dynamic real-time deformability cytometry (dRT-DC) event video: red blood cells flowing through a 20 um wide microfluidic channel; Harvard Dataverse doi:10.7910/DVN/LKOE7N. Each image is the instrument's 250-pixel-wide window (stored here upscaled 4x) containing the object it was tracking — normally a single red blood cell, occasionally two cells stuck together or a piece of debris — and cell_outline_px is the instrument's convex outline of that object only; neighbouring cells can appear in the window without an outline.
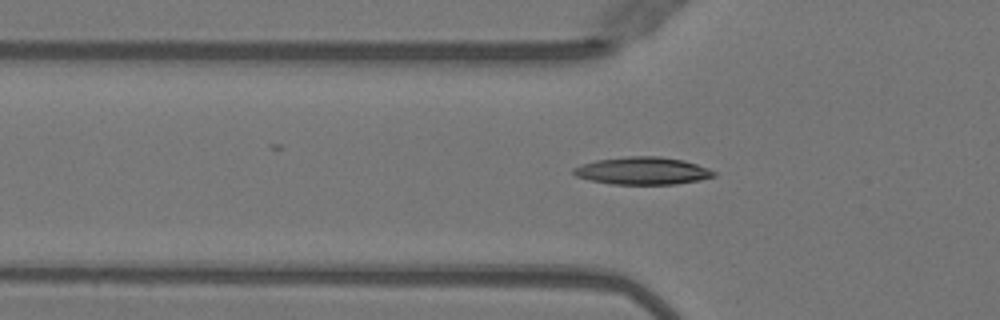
{"species": "Egyptian fruit bat (a non-hibernating species)", "species_latin": "Rousettus aegyptiacus", "temperature_condition": "warm", "stored_images_in_passage": 44, "segment_of_instrument_passage": [1, 2], "camera_frame_rate_fps": 3000, "um_per_image_px": 0.085, "animal": {"sex": "female"}, "frame": {"image": 1, "passage_image": 9, "time_ms": 2.667, "image_size_px": [1000, 320], "cell_outline_px": [[716, 176], [700, 180], [676, 184], [612, 184], [588, 180], [576, 176], [572, 172], [572, 168], [580, 164], [596, 160], [628, 156], [660, 156], [684, 160], [708, 168], [716, 172]], "centroid_in_image_um": [54.6, 14.52], "position_along_channel_um": 71.2, "area_um2": 22.66}}
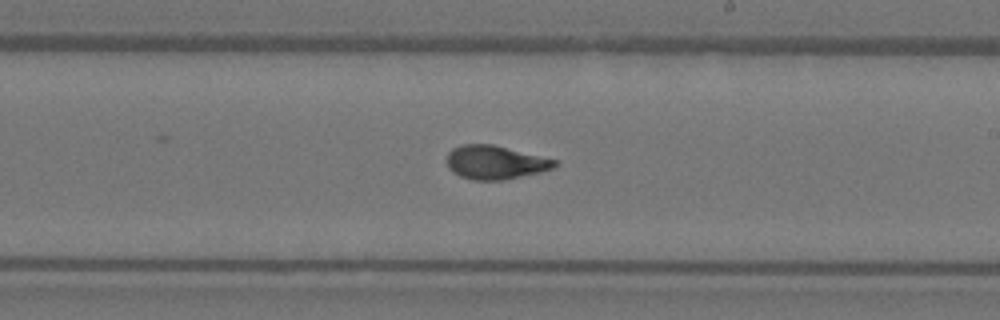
{"frame": {"image": 2, "passage_image": 22, "time_ms": 7.0, "image_size_px": [1000, 320], "cell_outline_px": [[560, 160], [552, 168], [540, 172], [504, 180], [472, 180], [460, 176], [452, 172], [448, 168], [448, 152], [452, 148], [464, 144], [492, 144]], "centroid_in_image_um": [42.1, 13.8], "position_along_channel_um": 246.9, "area_um2": 21.21}}
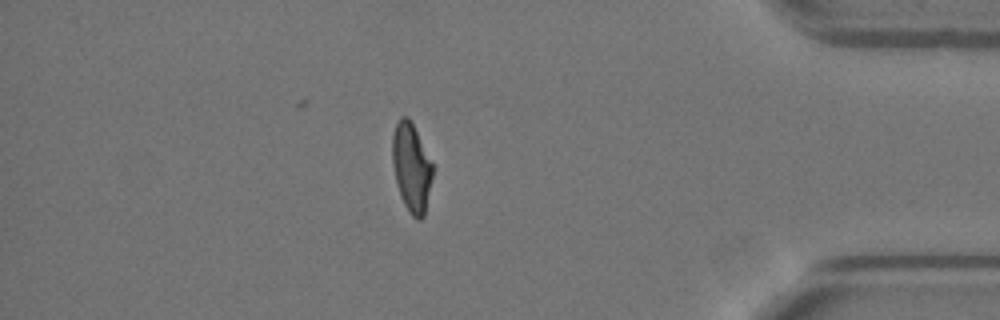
{"frame": {"image": 3, "passage_image": 36, "time_ms": 11.667, "image_size_px": [1000, 320], "cell_outline_px": [[432, 176], [424, 216], [420, 220], [416, 220], [408, 212], [400, 196], [392, 164], [392, 136], [396, 124], [400, 116], [408, 116], [432, 164]], "centroid_in_image_um": [34.94, 14.26], "position_along_channel_um": 400.3, "area_um2": 20.46}}